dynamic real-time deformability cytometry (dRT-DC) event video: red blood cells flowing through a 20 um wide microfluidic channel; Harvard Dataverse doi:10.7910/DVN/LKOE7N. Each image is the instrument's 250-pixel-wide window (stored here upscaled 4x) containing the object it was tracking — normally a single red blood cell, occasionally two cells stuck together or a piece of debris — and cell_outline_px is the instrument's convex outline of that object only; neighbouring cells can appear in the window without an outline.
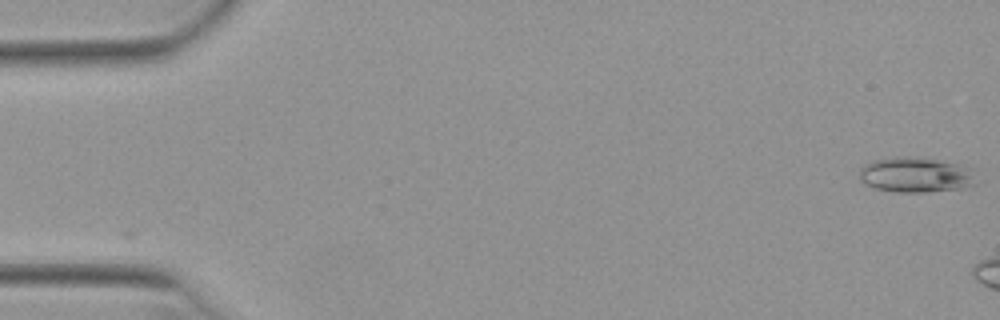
{"species": "Egyptian fruit bat (a non-hibernating species)", "species_latin": "Rousettus aegyptiacus", "temperature_condition": "warm", "stored_images_in_passage": 2, "camera_frame_rate_fps": 3000, "um_per_image_px": 0.085, "animal": {"sex": "female"}, "frame": {"image": 1, "passage_image": 1, "time_ms": 0.0, "image_size_px": [1000, 320], "cell_outline_px": [[976, 184], [960, 188], [924, 192], [896, 192], [872, 188], [864, 184], [860, 180], [860, 168], [864, 164], [872, 160], [896, 156], [936, 160], [960, 164], [976, 168]], "centroid_in_image_um": [77.85, 14.86], "position_along_channel_um": 7.1, "area_um2": 24.22}}